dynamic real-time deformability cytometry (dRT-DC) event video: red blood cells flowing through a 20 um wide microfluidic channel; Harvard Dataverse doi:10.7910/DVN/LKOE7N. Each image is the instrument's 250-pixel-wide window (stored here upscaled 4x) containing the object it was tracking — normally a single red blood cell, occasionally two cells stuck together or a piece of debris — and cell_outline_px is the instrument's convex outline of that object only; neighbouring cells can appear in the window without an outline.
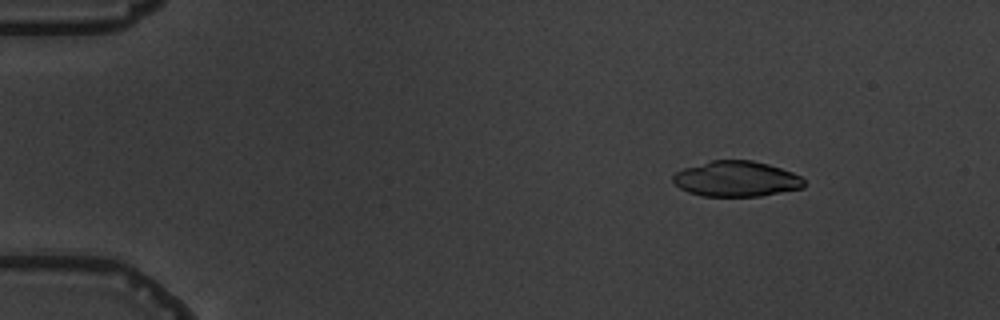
{"species": "common noctule bat (a hibernating species)", "species_latin": "Nyctalus noctula", "temperature_condition": "warm", "stored_images_in_passage": 5, "camera_frame_rate_fps": 3000, "um_per_image_px": 0.085, "animal": {"sex": "male", "body_mass_g": 19.5, "forearm_length_mm": 54.6}, "frame": {"image": 1, "passage_image": 3, "time_ms": 2.333, "image_size_px": [1000, 320], "cell_outline_px": [[804, 188], [760, 196], [704, 196], [688, 192], [680, 188], [672, 180], [672, 176], [676, 172], [684, 168], [712, 160], [752, 160], [768, 164], [792, 172], [800, 176], [804, 180]], "centroid_in_image_um": [62.59, 15.21], "position_along_channel_um": 22.4, "area_um2": 27.05}}